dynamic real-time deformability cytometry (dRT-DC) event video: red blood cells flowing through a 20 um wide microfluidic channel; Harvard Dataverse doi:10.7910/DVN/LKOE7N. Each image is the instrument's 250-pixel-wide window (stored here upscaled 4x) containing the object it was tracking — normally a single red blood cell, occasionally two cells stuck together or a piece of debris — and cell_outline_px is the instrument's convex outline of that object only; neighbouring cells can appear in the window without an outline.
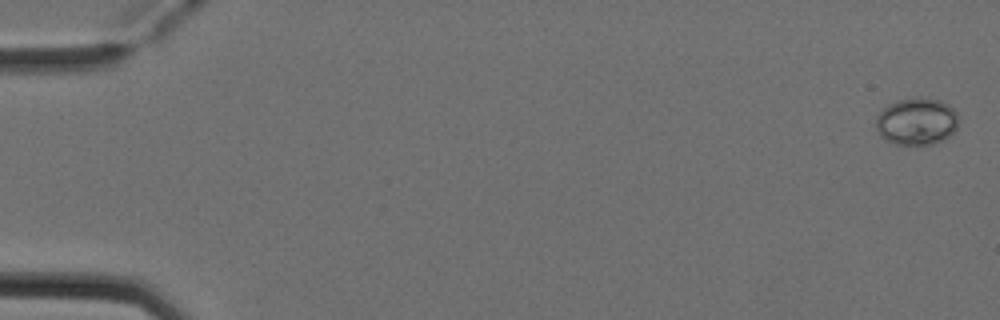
{"species": "Egyptian fruit bat (a non-hibernating species)", "species_latin": "Rousettus aegyptiacus", "temperature_condition": "cold", "stored_images_in_passage": 5, "camera_frame_rate_fps": 3000, "um_per_image_px": 0.085, "animal": {"sex": "female"}, "frame": {"image": 1, "passage_image": 1, "time_ms": 0.0, "image_size_px": [1000, 320], "cell_outline_px": [[960, 120], [956, 128], [944, 140], [932, 144], [896, 144], [884, 140], [880, 136], [876, 128], [876, 116], [888, 104], [896, 100], [916, 96], [940, 100], [948, 104], [956, 112]], "centroid_in_image_um": [77.91, 10.3], "position_along_channel_um": 7.1, "area_um2": 23.0}}
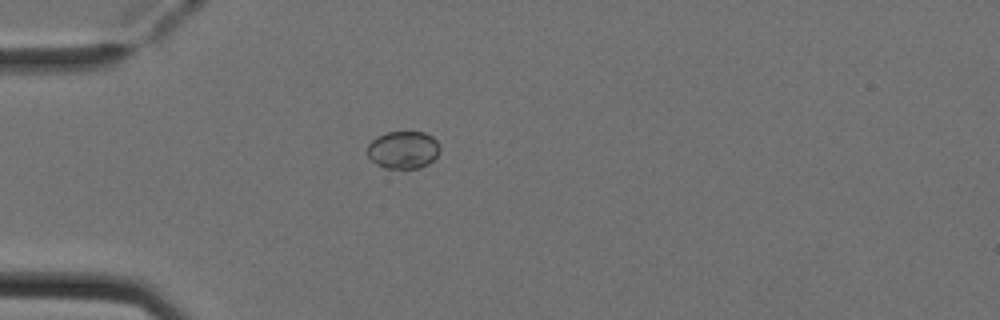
{"frame": {"image": 2, "passage_image": 5, "time_ms": 1.333, "image_size_px": [1000, 320], "cell_outline_px": [[440, 152], [428, 164], [420, 168], [384, 168], [376, 164], [368, 156], [368, 144], [376, 136], [388, 132], [424, 132], [432, 136], [440, 144]], "centroid_in_image_um": [34.29, 12.73], "position_along_channel_um": 50.7, "area_um2": 15.95}}